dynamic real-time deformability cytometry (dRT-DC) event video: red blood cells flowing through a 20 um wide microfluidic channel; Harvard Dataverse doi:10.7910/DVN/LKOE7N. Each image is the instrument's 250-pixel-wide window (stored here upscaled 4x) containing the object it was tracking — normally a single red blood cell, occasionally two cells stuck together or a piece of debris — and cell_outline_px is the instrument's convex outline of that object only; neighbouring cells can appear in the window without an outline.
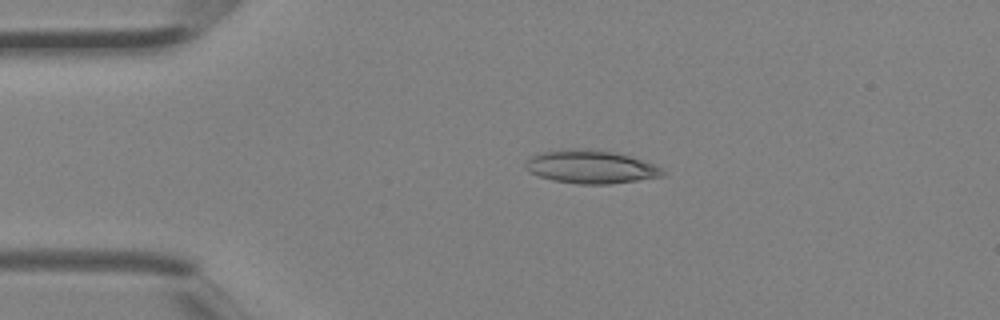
{"species": "Egyptian fruit bat (a non-hibernating species)", "species_latin": "Rousettus aegyptiacus", "temperature_condition": "room temperature", "stored_images_in_passage": 3, "camera_frame_rate_fps": 3000, "um_per_image_px": 0.085, "animal": {"sex": "female"}, "frame": {"image": 1, "passage_image": 2, "time_ms": 0.333, "image_size_px": [1000, 320], "cell_outline_px": [[668, 172], [664, 176], [608, 184], [576, 184], [552, 180], [528, 172], [524, 168], [524, 164], [532, 156], [540, 152], [616, 152], [656, 164]], "centroid_in_image_um": [50.28, 14.24], "position_along_channel_um": 34.7, "area_um2": 25.55}}